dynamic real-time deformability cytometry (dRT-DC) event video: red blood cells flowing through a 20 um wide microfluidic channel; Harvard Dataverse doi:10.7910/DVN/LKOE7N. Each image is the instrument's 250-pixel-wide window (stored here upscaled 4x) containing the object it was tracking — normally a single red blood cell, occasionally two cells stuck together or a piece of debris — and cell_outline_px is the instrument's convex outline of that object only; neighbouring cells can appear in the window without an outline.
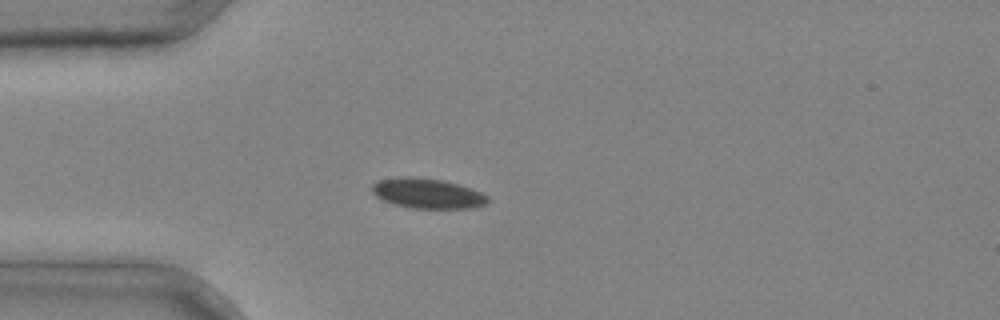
{"species": "common noctule bat (a hibernating species)", "species_latin": "Nyctalus noctula", "temperature_condition": "cold", "stored_images_in_passage": 2, "camera_frame_rate_fps": 3000, "um_per_image_px": 0.085, "animal": {"sex": "male", "body_mass_g": 20.4}, "frame": {"image": 1, "passage_image": 2, "time_ms": 0.333, "image_size_px": [1000, 320], "cell_outline_px": [[488, 204], [468, 208], [412, 208], [396, 204], [384, 200], [376, 196], [372, 192], [372, 184], [380, 180], [408, 176], [412, 176], [444, 180], [460, 184], [472, 188], [488, 196]], "centroid_in_image_um": [36.37, 16.43], "position_along_channel_um": 48.6, "area_um2": 20.17}}